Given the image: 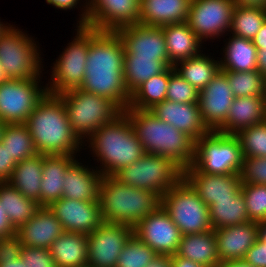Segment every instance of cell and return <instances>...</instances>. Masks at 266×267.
Masks as SVG:
<instances>
[{
    "label": "cell",
    "instance_id": "6da1fadb",
    "mask_svg": "<svg viewBox=\"0 0 266 267\" xmlns=\"http://www.w3.org/2000/svg\"><path fill=\"white\" fill-rule=\"evenodd\" d=\"M125 49L113 31H100L89 43L85 78L79 89L103 96L122 111L128 108L131 94L125 85Z\"/></svg>",
    "mask_w": 266,
    "mask_h": 267
},
{
    "label": "cell",
    "instance_id": "7a4b0ae2",
    "mask_svg": "<svg viewBox=\"0 0 266 267\" xmlns=\"http://www.w3.org/2000/svg\"><path fill=\"white\" fill-rule=\"evenodd\" d=\"M37 153L79 155L83 142L73 132L65 105L58 95L46 93L25 122Z\"/></svg>",
    "mask_w": 266,
    "mask_h": 267
},
{
    "label": "cell",
    "instance_id": "3957f363",
    "mask_svg": "<svg viewBox=\"0 0 266 267\" xmlns=\"http://www.w3.org/2000/svg\"><path fill=\"white\" fill-rule=\"evenodd\" d=\"M83 145V150L89 148V155L100 163L95 168L102 176H113L146 153L124 112L96 130Z\"/></svg>",
    "mask_w": 266,
    "mask_h": 267
},
{
    "label": "cell",
    "instance_id": "277c9868",
    "mask_svg": "<svg viewBox=\"0 0 266 267\" xmlns=\"http://www.w3.org/2000/svg\"><path fill=\"white\" fill-rule=\"evenodd\" d=\"M123 112L146 153L163 155L183 171L192 165L195 156V140L192 137L159 120L149 110L128 107Z\"/></svg>",
    "mask_w": 266,
    "mask_h": 267
},
{
    "label": "cell",
    "instance_id": "5b68a950",
    "mask_svg": "<svg viewBox=\"0 0 266 267\" xmlns=\"http://www.w3.org/2000/svg\"><path fill=\"white\" fill-rule=\"evenodd\" d=\"M98 202L104 222L134 227L160 205V197L105 175L99 184Z\"/></svg>",
    "mask_w": 266,
    "mask_h": 267
},
{
    "label": "cell",
    "instance_id": "8992f818",
    "mask_svg": "<svg viewBox=\"0 0 266 267\" xmlns=\"http://www.w3.org/2000/svg\"><path fill=\"white\" fill-rule=\"evenodd\" d=\"M35 40L13 24L0 33V65L9 79H43V54Z\"/></svg>",
    "mask_w": 266,
    "mask_h": 267
},
{
    "label": "cell",
    "instance_id": "52a82bcc",
    "mask_svg": "<svg viewBox=\"0 0 266 267\" xmlns=\"http://www.w3.org/2000/svg\"><path fill=\"white\" fill-rule=\"evenodd\" d=\"M75 27V36L50 66V78L45 84L48 93L53 95L80 88L85 78L89 43L100 32L86 25Z\"/></svg>",
    "mask_w": 266,
    "mask_h": 267
},
{
    "label": "cell",
    "instance_id": "ba28073f",
    "mask_svg": "<svg viewBox=\"0 0 266 267\" xmlns=\"http://www.w3.org/2000/svg\"><path fill=\"white\" fill-rule=\"evenodd\" d=\"M58 96L63 100L73 132L82 142L123 112L111 100L79 88L68 90Z\"/></svg>",
    "mask_w": 266,
    "mask_h": 267
},
{
    "label": "cell",
    "instance_id": "9c48e42d",
    "mask_svg": "<svg viewBox=\"0 0 266 267\" xmlns=\"http://www.w3.org/2000/svg\"><path fill=\"white\" fill-rule=\"evenodd\" d=\"M243 154L236 135L209 131L195 141L192 166L207 174H240Z\"/></svg>",
    "mask_w": 266,
    "mask_h": 267
},
{
    "label": "cell",
    "instance_id": "30bf717a",
    "mask_svg": "<svg viewBox=\"0 0 266 267\" xmlns=\"http://www.w3.org/2000/svg\"><path fill=\"white\" fill-rule=\"evenodd\" d=\"M113 177L124 185L152 191L161 198L183 178V170L163 155L145 153Z\"/></svg>",
    "mask_w": 266,
    "mask_h": 267
},
{
    "label": "cell",
    "instance_id": "8fae6325",
    "mask_svg": "<svg viewBox=\"0 0 266 267\" xmlns=\"http://www.w3.org/2000/svg\"><path fill=\"white\" fill-rule=\"evenodd\" d=\"M160 205L182 235L212 230L209 207L184 178L163 194Z\"/></svg>",
    "mask_w": 266,
    "mask_h": 267
},
{
    "label": "cell",
    "instance_id": "7c38bea8",
    "mask_svg": "<svg viewBox=\"0 0 266 267\" xmlns=\"http://www.w3.org/2000/svg\"><path fill=\"white\" fill-rule=\"evenodd\" d=\"M42 79H9L0 84V121L25 123L48 92ZM42 84V85H41Z\"/></svg>",
    "mask_w": 266,
    "mask_h": 267
},
{
    "label": "cell",
    "instance_id": "4fadbf2b",
    "mask_svg": "<svg viewBox=\"0 0 266 267\" xmlns=\"http://www.w3.org/2000/svg\"><path fill=\"white\" fill-rule=\"evenodd\" d=\"M233 10V0H191L186 23L205 45L229 34Z\"/></svg>",
    "mask_w": 266,
    "mask_h": 267
},
{
    "label": "cell",
    "instance_id": "5bb4252c",
    "mask_svg": "<svg viewBox=\"0 0 266 267\" xmlns=\"http://www.w3.org/2000/svg\"><path fill=\"white\" fill-rule=\"evenodd\" d=\"M133 234V227L129 225L103 222L87 235V264L92 267H116L119 254Z\"/></svg>",
    "mask_w": 266,
    "mask_h": 267
},
{
    "label": "cell",
    "instance_id": "9a60e30c",
    "mask_svg": "<svg viewBox=\"0 0 266 267\" xmlns=\"http://www.w3.org/2000/svg\"><path fill=\"white\" fill-rule=\"evenodd\" d=\"M133 230L143 243L159 255L176 254L182 237L180 229L161 205L140 220Z\"/></svg>",
    "mask_w": 266,
    "mask_h": 267
},
{
    "label": "cell",
    "instance_id": "2e32d148",
    "mask_svg": "<svg viewBox=\"0 0 266 267\" xmlns=\"http://www.w3.org/2000/svg\"><path fill=\"white\" fill-rule=\"evenodd\" d=\"M140 0H87L86 26L113 31L139 23Z\"/></svg>",
    "mask_w": 266,
    "mask_h": 267
},
{
    "label": "cell",
    "instance_id": "e0dca14e",
    "mask_svg": "<svg viewBox=\"0 0 266 267\" xmlns=\"http://www.w3.org/2000/svg\"><path fill=\"white\" fill-rule=\"evenodd\" d=\"M233 99L228 78L222 70L199 91V110L209 131H217L226 122Z\"/></svg>",
    "mask_w": 266,
    "mask_h": 267
},
{
    "label": "cell",
    "instance_id": "ac0fdd59",
    "mask_svg": "<svg viewBox=\"0 0 266 267\" xmlns=\"http://www.w3.org/2000/svg\"><path fill=\"white\" fill-rule=\"evenodd\" d=\"M48 207L66 232L88 235L104 222L99 202L70 200L62 197Z\"/></svg>",
    "mask_w": 266,
    "mask_h": 267
},
{
    "label": "cell",
    "instance_id": "d6986e66",
    "mask_svg": "<svg viewBox=\"0 0 266 267\" xmlns=\"http://www.w3.org/2000/svg\"><path fill=\"white\" fill-rule=\"evenodd\" d=\"M183 178L209 207L214 200L231 199L241 190L240 174H207L192 165L183 171Z\"/></svg>",
    "mask_w": 266,
    "mask_h": 267
},
{
    "label": "cell",
    "instance_id": "ffe728a7",
    "mask_svg": "<svg viewBox=\"0 0 266 267\" xmlns=\"http://www.w3.org/2000/svg\"><path fill=\"white\" fill-rule=\"evenodd\" d=\"M123 42L125 53L133 57L169 58L161 27L132 24L115 31Z\"/></svg>",
    "mask_w": 266,
    "mask_h": 267
},
{
    "label": "cell",
    "instance_id": "44dd1931",
    "mask_svg": "<svg viewBox=\"0 0 266 267\" xmlns=\"http://www.w3.org/2000/svg\"><path fill=\"white\" fill-rule=\"evenodd\" d=\"M149 111L159 120L171 124L195 141L209 132L202 121L198 103H177L165 99Z\"/></svg>",
    "mask_w": 266,
    "mask_h": 267
},
{
    "label": "cell",
    "instance_id": "7402d4cb",
    "mask_svg": "<svg viewBox=\"0 0 266 267\" xmlns=\"http://www.w3.org/2000/svg\"><path fill=\"white\" fill-rule=\"evenodd\" d=\"M220 262L243 260L247 250L258 240V222L214 229Z\"/></svg>",
    "mask_w": 266,
    "mask_h": 267
},
{
    "label": "cell",
    "instance_id": "603a6c76",
    "mask_svg": "<svg viewBox=\"0 0 266 267\" xmlns=\"http://www.w3.org/2000/svg\"><path fill=\"white\" fill-rule=\"evenodd\" d=\"M80 160L77 157L66 169L62 197L98 202V188L102 175L94 166L88 163L86 165Z\"/></svg>",
    "mask_w": 266,
    "mask_h": 267
},
{
    "label": "cell",
    "instance_id": "cb8c5ba5",
    "mask_svg": "<svg viewBox=\"0 0 266 267\" xmlns=\"http://www.w3.org/2000/svg\"><path fill=\"white\" fill-rule=\"evenodd\" d=\"M64 229L48 206H41L34 216L16 230L24 247L49 249Z\"/></svg>",
    "mask_w": 266,
    "mask_h": 267
},
{
    "label": "cell",
    "instance_id": "d4e9b609",
    "mask_svg": "<svg viewBox=\"0 0 266 267\" xmlns=\"http://www.w3.org/2000/svg\"><path fill=\"white\" fill-rule=\"evenodd\" d=\"M266 120L264 98L234 97L226 122L217 130L224 134H237L241 129L262 123Z\"/></svg>",
    "mask_w": 266,
    "mask_h": 267
},
{
    "label": "cell",
    "instance_id": "484cf974",
    "mask_svg": "<svg viewBox=\"0 0 266 267\" xmlns=\"http://www.w3.org/2000/svg\"><path fill=\"white\" fill-rule=\"evenodd\" d=\"M191 0H140L139 23L162 27L186 22Z\"/></svg>",
    "mask_w": 266,
    "mask_h": 267
},
{
    "label": "cell",
    "instance_id": "4316f807",
    "mask_svg": "<svg viewBox=\"0 0 266 267\" xmlns=\"http://www.w3.org/2000/svg\"><path fill=\"white\" fill-rule=\"evenodd\" d=\"M78 155H43L40 206H49L62 198L67 167Z\"/></svg>",
    "mask_w": 266,
    "mask_h": 267
},
{
    "label": "cell",
    "instance_id": "83f0119b",
    "mask_svg": "<svg viewBox=\"0 0 266 267\" xmlns=\"http://www.w3.org/2000/svg\"><path fill=\"white\" fill-rule=\"evenodd\" d=\"M166 41L169 63L174 66L178 61L199 55L205 51L203 42L188 27L186 22L161 27Z\"/></svg>",
    "mask_w": 266,
    "mask_h": 267
},
{
    "label": "cell",
    "instance_id": "f1b7e54d",
    "mask_svg": "<svg viewBox=\"0 0 266 267\" xmlns=\"http://www.w3.org/2000/svg\"><path fill=\"white\" fill-rule=\"evenodd\" d=\"M219 57L222 71L248 72L257 70V48L250 39L228 34Z\"/></svg>",
    "mask_w": 266,
    "mask_h": 267
},
{
    "label": "cell",
    "instance_id": "f546056e",
    "mask_svg": "<svg viewBox=\"0 0 266 267\" xmlns=\"http://www.w3.org/2000/svg\"><path fill=\"white\" fill-rule=\"evenodd\" d=\"M176 254L207 267L220 264L214 230L182 235Z\"/></svg>",
    "mask_w": 266,
    "mask_h": 267
},
{
    "label": "cell",
    "instance_id": "4dcf8cb0",
    "mask_svg": "<svg viewBox=\"0 0 266 267\" xmlns=\"http://www.w3.org/2000/svg\"><path fill=\"white\" fill-rule=\"evenodd\" d=\"M57 267H76L87 264V235L64 231L49 247Z\"/></svg>",
    "mask_w": 266,
    "mask_h": 267
},
{
    "label": "cell",
    "instance_id": "1f68e13d",
    "mask_svg": "<svg viewBox=\"0 0 266 267\" xmlns=\"http://www.w3.org/2000/svg\"><path fill=\"white\" fill-rule=\"evenodd\" d=\"M203 52L174 65L175 71L198 91L204 89L221 70L219 57L215 60L211 52Z\"/></svg>",
    "mask_w": 266,
    "mask_h": 267
},
{
    "label": "cell",
    "instance_id": "d6a6232c",
    "mask_svg": "<svg viewBox=\"0 0 266 267\" xmlns=\"http://www.w3.org/2000/svg\"><path fill=\"white\" fill-rule=\"evenodd\" d=\"M42 169L43 155L37 153L17 163L8 182L18 189L23 196L40 205Z\"/></svg>",
    "mask_w": 266,
    "mask_h": 267
},
{
    "label": "cell",
    "instance_id": "836d02e7",
    "mask_svg": "<svg viewBox=\"0 0 266 267\" xmlns=\"http://www.w3.org/2000/svg\"><path fill=\"white\" fill-rule=\"evenodd\" d=\"M169 58L133 57L124 53L123 76L127 90L131 94L142 83L170 67Z\"/></svg>",
    "mask_w": 266,
    "mask_h": 267
},
{
    "label": "cell",
    "instance_id": "e575fe53",
    "mask_svg": "<svg viewBox=\"0 0 266 267\" xmlns=\"http://www.w3.org/2000/svg\"><path fill=\"white\" fill-rule=\"evenodd\" d=\"M0 202L15 230L25 224L41 207L36 201L23 196L8 181L0 182Z\"/></svg>",
    "mask_w": 266,
    "mask_h": 267
},
{
    "label": "cell",
    "instance_id": "d590c367",
    "mask_svg": "<svg viewBox=\"0 0 266 267\" xmlns=\"http://www.w3.org/2000/svg\"><path fill=\"white\" fill-rule=\"evenodd\" d=\"M209 215L213 230L250 221L241 190L231 199L214 200L209 206Z\"/></svg>",
    "mask_w": 266,
    "mask_h": 267
},
{
    "label": "cell",
    "instance_id": "8d00e7d4",
    "mask_svg": "<svg viewBox=\"0 0 266 267\" xmlns=\"http://www.w3.org/2000/svg\"><path fill=\"white\" fill-rule=\"evenodd\" d=\"M170 67L162 73L151 77L131 93L129 108L136 110H149L155 104L166 99Z\"/></svg>",
    "mask_w": 266,
    "mask_h": 267
},
{
    "label": "cell",
    "instance_id": "74e56055",
    "mask_svg": "<svg viewBox=\"0 0 266 267\" xmlns=\"http://www.w3.org/2000/svg\"><path fill=\"white\" fill-rule=\"evenodd\" d=\"M0 143L6 147L7 152L16 164L37 154L31 132L25 123L5 124Z\"/></svg>",
    "mask_w": 266,
    "mask_h": 267
},
{
    "label": "cell",
    "instance_id": "f35d334b",
    "mask_svg": "<svg viewBox=\"0 0 266 267\" xmlns=\"http://www.w3.org/2000/svg\"><path fill=\"white\" fill-rule=\"evenodd\" d=\"M266 21V9L234 6L229 34L253 40Z\"/></svg>",
    "mask_w": 266,
    "mask_h": 267
},
{
    "label": "cell",
    "instance_id": "ab89813d",
    "mask_svg": "<svg viewBox=\"0 0 266 267\" xmlns=\"http://www.w3.org/2000/svg\"><path fill=\"white\" fill-rule=\"evenodd\" d=\"M234 97H263L264 76L257 70L248 72L223 71Z\"/></svg>",
    "mask_w": 266,
    "mask_h": 267
},
{
    "label": "cell",
    "instance_id": "60d3db41",
    "mask_svg": "<svg viewBox=\"0 0 266 267\" xmlns=\"http://www.w3.org/2000/svg\"><path fill=\"white\" fill-rule=\"evenodd\" d=\"M157 253L133 234L118 256L116 267H146Z\"/></svg>",
    "mask_w": 266,
    "mask_h": 267
},
{
    "label": "cell",
    "instance_id": "b9f144b4",
    "mask_svg": "<svg viewBox=\"0 0 266 267\" xmlns=\"http://www.w3.org/2000/svg\"><path fill=\"white\" fill-rule=\"evenodd\" d=\"M241 144L243 157H266V120L241 129L235 134Z\"/></svg>",
    "mask_w": 266,
    "mask_h": 267
},
{
    "label": "cell",
    "instance_id": "7bdbcfd3",
    "mask_svg": "<svg viewBox=\"0 0 266 267\" xmlns=\"http://www.w3.org/2000/svg\"><path fill=\"white\" fill-rule=\"evenodd\" d=\"M241 191L246 202L249 220L266 221V185L242 183Z\"/></svg>",
    "mask_w": 266,
    "mask_h": 267
},
{
    "label": "cell",
    "instance_id": "ee69618b",
    "mask_svg": "<svg viewBox=\"0 0 266 267\" xmlns=\"http://www.w3.org/2000/svg\"><path fill=\"white\" fill-rule=\"evenodd\" d=\"M166 99L177 103H198L199 91L190 85L170 66Z\"/></svg>",
    "mask_w": 266,
    "mask_h": 267
},
{
    "label": "cell",
    "instance_id": "f6af8a7d",
    "mask_svg": "<svg viewBox=\"0 0 266 267\" xmlns=\"http://www.w3.org/2000/svg\"><path fill=\"white\" fill-rule=\"evenodd\" d=\"M240 178L241 183L266 185V157H245Z\"/></svg>",
    "mask_w": 266,
    "mask_h": 267
},
{
    "label": "cell",
    "instance_id": "bcb514c9",
    "mask_svg": "<svg viewBox=\"0 0 266 267\" xmlns=\"http://www.w3.org/2000/svg\"><path fill=\"white\" fill-rule=\"evenodd\" d=\"M20 258L27 267H57L48 249L40 247H24Z\"/></svg>",
    "mask_w": 266,
    "mask_h": 267
},
{
    "label": "cell",
    "instance_id": "7dc6e473",
    "mask_svg": "<svg viewBox=\"0 0 266 267\" xmlns=\"http://www.w3.org/2000/svg\"><path fill=\"white\" fill-rule=\"evenodd\" d=\"M23 248L19 236L14 233L0 238V263L4 260L18 259Z\"/></svg>",
    "mask_w": 266,
    "mask_h": 267
},
{
    "label": "cell",
    "instance_id": "c3c4849f",
    "mask_svg": "<svg viewBox=\"0 0 266 267\" xmlns=\"http://www.w3.org/2000/svg\"><path fill=\"white\" fill-rule=\"evenodd\" d=\"M45 1L48 5H52L57 10L60 9L67 11L79 8L80 14H78L79 18L76 20L77 21L76 25H87L88 22L87 0H45Z\"/></svg>",
    "mask_w": 266,
    "mask_h": 267
},
{
    "label": "cell",
    "instance_id": "681fc988",
    "mask_svg": "<svg viewBox=\"0 0 266 267\" xmlns=\"http://www.w3.org/2000/svg\"><path fill=\"white\" fill-rule=\"evenodd\" d=\"M253 267H266V243L259 238L248 250L243 259Z\"/></svg>",
    "mask_w": 266,
    "mask_h": 267
},
{
    "label": "cell",
    "instance_id": "f907efd6",
    "mask_svg": "<svg viewBox=\"0 0 266 267\" xmlns=\"http://www.w3.org/2000/svg\"><path fill=\"white\" fill-rule=\"evenodd\" d=\"M16 166V162L0 143V182H7Z\"/></svg>",
    "mask_w": 266,
    "mask_h": 267
},
{
    "label": "cell",
    "instance_id": "816d5d0a",
    "mask_svg": "<svg viewBox=\"0 0 266 267\" xmlns=\"http://www.w3.org/2000/svg\"><path fill=\"white\" fill-rule=\"evenodd\" d=\"M14 233H16V230L9 222L6 211L2 206V202H0V238L10 236Z\"/></svg>",
    "mask_w": 266,
    "mask_h": 267
},
{
    "label": "cell",
    "instance_id": "f5cc1de1",
    "mask_svg": "<svg viewBox=\"0 0 266 267\" xmlns=\"http://www.w3.org/2000/svg\"><path fill=\"white\" fill-rule=\"evenodd\" d=\"M234 6L251 8V9H266V0H233Z\"/></svg>",
    "mask_w": 266,
    "mask_h": 267
},
{
    "label": "cell",
    "instance_id": "db71d44e",
    "mask_svg": "<svg viewBox=\"0 0 266 267\" xmlns=\"http://www.w3.org/2000/svg\"><path fill=\"white\" fill-rule=\"evenodd\" d=\"M172 267H207L203 264L193 262L190 259H185L177 254L172 255Z\"/></svg>",
    "mask_w": 266,
    "mask_h": 267
},
{
    "label": "cell",
    "instance_id": "11a10c76",
    "mask_svg": "<svg viewBox=\"0 0 266 267\" xmlns=\"http://www.w3.org/2000/svg\"><path fill=\"white\" fill-rule=\"evenodd\" d=\"M146 267H172V256L157 254Z\"/></svg>",
    "mask_w": 266,
    "mask_h": 267
},
{
    "label": "cell",
    "instance_id": "9f6ffc18",
    "mask_svg": "<svg viewBox=\"0 0 266 267\" xmlns=\"http://www.w3.org/2000/svg\"><path fill=\"white\" fill-rule=\"evenodd\" d=\"M252 41L257 49L266 48V21L263 23L261 29L259 30V32L256 34V36Z\"/></svg>",
    "mask_w": 266,
    "mask_h": 267
},
{
    "label": "cell",
    "instance_id": "6f0895ef",
    "mask_svg": "<svg viewBox=\"0 0 266 267\" xmlns=\"http://www.w3.org/2000/svg\"><path fill=\"white\" fill-rule=\"evenodd\" d=\"M257 71L263 76L266 75V48L257 49Z\"/></svg>",
    "mask_w": 266,
    "mask_h": 267
},
{
    "label": "cell",
    "instance_id": "680465c9",
    "mask_svg": "<svg viewBox=\"0 0 266 267\" xmlns=\"http://www.w3.org/2000/svg\"><path fill=\"white\" fill-rule=\"evenodd\" d=\"M216 267H253L250 264H247L244 260L220 262Z\"/></svg>",
    "mask_w": 266,
    "mask_h": 267
},
{
    "label": "cell",
    "instance_id": "91938a15",
    "mask_svg": "<svg viewBox=\"0 0 266 267\" xmlns=\"http://www.w3.org/2000/svg\"><path fill=\"white\" fill-rule=\"evenodd\" d=\"M0 267H27L23 260L19 257L18 259L4 260L0 263Z\"/></svg>",
    "mask_w": 266,
    "mask_h": 267
},
{
    "label": "cell",
    "instance_id": "94428289",
    "mask_svg": "<svg viewBox=\"0 0 266 267\" xmlns=\"http://www.w3.org/2000/svg\"><path fill=\"white\" fill-rule=\"evenodd\" d=\"M258 238L266 243V221L258 222Z\"/></svg>",
    "mask_w": 266,
    "mask_h": 267
},
{
    "label": "cell",
    "instance_id": "6125c7cd",
    "mask_svg": "<svg viewBox=\"0 0 266 267\" xmlns=\"http://www.w3.org/2000/svg\"><path fill=\"white\" fill-rule=\"evenodd\" d=\"M7 80H9V78L7 77V75H6L5 71H4V69H3V68L1 67V65H0V84H1L2 82L7 81Z\"/></svg>",
    "mask_w": 266,
    "mask_h": 267
},
{
    "label": "cell",
    "instance_id": "be15d7a7",
    "mask_svg": "<svg viewBox=\"0 0 266 267\" xmlns=\"http://www.w3.org/2000/svg\"><path fill=\"white\" fill-rule=\"evenodd\" d=\"M263 98L266 104V75L264 76Z\"/></svg>",
    "mask_w": 266,
    "mask_h": 267
},
{
    "label": "cell",
    "instance_id": "e7e4bbea",
    "mask_svg": "<svg viewBox=\"0 0 266 267\" xmlns=\"http://www.w3.org/2000/svg\"><path fill=\"white\" fill-rule=\"evenodd\" d=\"M4 123L0 121V140H1V134H2V131H3V127H4Z\"/></svg>",
    "mask_w": 266,
    "mask_h": 267
},
{
    "label": "cell",
    "instance_id": "03108f58",
    "mask_svg": "<svg viewBox=\"0 0 266 267\" xmlns=\"http://www.w3.org/2000/svg\"><path fill=\"white\" fill-rule=\"evenodd\" d=\"M76 267H92L89 264L83 265V266H76Z\"/></svg>",
    "mask_w": 266,
    "mask_h": 267
}]
</instances>
